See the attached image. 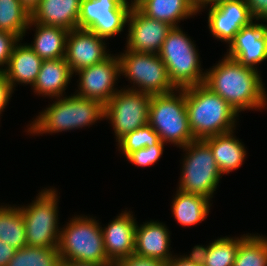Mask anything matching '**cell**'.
Listing matches in <instances>:
<instances>
[{
	"mask_svg": "<svg viewBox=\"0 0 267 266\" xmlns=\"http://www.w3.org/2000/svg\"><path fill=\"white\" fill-rule=\"evenodd\" d=\"M136 224L133 214L125 210L101 228L106 255L113 264L134 254Z\"/></svg>",
	"mask_w": 267,
	"mask_h": 266,
	"instance_id": "17",
	"label": "cell"
},
{
	"mask_svg": "<svg viewBox=\"0 0 267 266\" xmlns=\"http://www.w3.org/2000/svg\"><path fill=\"white\" fill-rule=\"evenodd\" d=\"M60 266H113V265H99L91 262H80V261H61Z\"/></svg>",
	"mask_w": 267,
	"mask_h": 266,
	"instance_id": "39",
	"label": "cell"
},
{
	"mask_svg": "<svg viewBox=\"0 0 267 266\" xmlns=\"http://www.w3.org/2000/svg\"><path fill=\"white\" fill-rule=\"evenodd\" d=\"M246 4L254 19L267 22V0H246Z\"/></svg>",
	"mask_w": 267,
	"mask_h": 266,
	"instance_id": "35",
	"label": "cell"
},
{
	"mask_svg": "<svg viewBox=\"0 0 267 266\" xmlns=\"http://www.w3.org/2000/svg\"><path fill=\"white\" fill-rule=\"evenodd\" d=\"M55 189H43L28 206L19 207L23 214L27 246L58 248V196Z\"/></svg>",
	"mask_w": 267,
	"mask_h": 266,
	"instance_id": "7",
	"label": "cell"
},
{
	"mask_svg": "<svg viewBox=\"0 0 267 266\" xmlns=\"http://www.w3.org/2000/svg\"><path fill=\"white\" fill-rule=\"evenodd\" d=\"M80 6L81 0H41L31 13L30 21L68 31L77 29Z\"/></svg>",
	"mask_w": 267,
	"mask_h": 266,
	"instance_id": "19",
	"label": "cell"
},
{
	"mask_svg": "<svg viewBox=\"0 0 267 266\" xmlns=\"http://www.w3.org/2000/svg\"><path fill=\"white\" fill-rule=\"evenodd\" d=\"M118 55L120 73L133 83L129 90L150 95L169 93L176 88L171 83L166 66L157 53H140L124 50ZM137 85V87H135ZM135 87V89H134ZM137 88V89H136Z\"/></svg>",
	"mask_w": 267,
	"mask_h": 266,
	"instance_id": "9",
	"label": "cell"
},
{
	"mask_svg": "<svg viewBox=\"0 0 267 266\" xmlns=\"http://www.w3.org/2000/svg\"><path fill=\"white\" fill-rule=\"evenodd\" d=\"M58 248L24 246L17 249L7 266H60Z\"/></svg>",
	"mask_w": 267,
	"mask_h": 266,
	"instance_id": "29",
	"label": "cell"
},
{
	"mask_svg": "<svg viewBox=\"0 0 267 266\" xmlns=\"http://www.w3.org/2000/svg\"><path fill=\"white\" fill-rule=\"evenodd\" d=\"M185 97L189 126L195 139L234 131L238 112L204 84L185 88Z\"/></svg>",
	"mask_w": 267,
	"mask_h": 266,
	"instance_id": "2",
	"label": "cell"
},
{
	"mask_svg": "<svg viewBox=\"0 0 267 266\" xmlns=\"http://www.w3.org/2000/svg\"><path fill=\"white\" fill-rule=\"evenodd\" d=\"M16 248L0 240V266H7L10 259L14 256Z\"/></svg>",
	"mask_w": 267,
	"mask_h": 266,
	"instance_id": "38",
	"label": "cell"
},
{
	"mask_svg": "<svg viewBox=\"0 0 267 266\" xmlns=\"http://www.w3.org/2000/svg\"><path fill=\"white\" fill-rule=\"evenodd\" d=\"M194 42L181 28L173 27L158 53L164 62L169 79L176 89L204 84L199 54Z\"/></svg>",
	"mask_w": 267,
	"mask_h": 266,
	"instance_id": "6",
	"label": "cell"
},
{
	"mask_svg": "<svg viewBox=\"0 0 267 266\" xmlns=\"http://www.w3.org/2000/svg\"><path fill=\"white\" fill-rule=\"evenodd\" d=\"M20 42V39L9 32L0 31V72H4L8 66L11 54L13 52L14 46ZM6 65V66H5Z\"/></svg>",
	"mask_w": 267,
	"mask_h": 266,
	"instance_id": "33",
	"label": "cell"
},
{
	"mask_svg": "<svg viewBox=\"0 0 267 266\" xmlns=\"http://www.w3.org/2000/svg\"><path fill=\"white\" fill-rule=\"evenodd\" d=\"M73 73L65 58L43 60L40 72L33 84L35 94L51 98L63 97Z\"/></svg>",
	"mask_w": 267,
	"mask_h": 266,
	"instance_id": "20",
	"label": "cell"
},
{
	"mask_svg": "<svg viewBox=\"0 0 267 266\" xmlns=\"http://www.w3.org/2000/svg\"><path fill=\"white\" fill-rule=\"evenodd\" d=\"M79 85L77 96L98 100L104 105L119 91L114 88L120 74V61L110 55L105 60L77 71Z\"/></svg>",
	"mask_w": 267,
	"mask_h": 266,
	"instance_id": "12",
	"label": "cell"
},
{
	"mask_svg": "<svg viewBox=\"0 0 267 266\" xmlns=\"http://www.w3.org/2000/svg\"><path fill=\"white\" fill-rule=\"evenodd\" d=\"M246 236L240 238L225 236L212 241L206 247L196 245L193 250L199 256L202 266H233L239 244Z\"/></svg>",
	"mask_w": 267,
	"mask_h": 266,
	"instance_id": "26",
	"label": "cell"
},
{
	"mask_svg": "<svg viewBox=\"0 0 267 266\" xmlns=\"http://www.w3.org/2000/svg\"><path fill=\"white\" fill-rule=\"evenodd\" d=\"M253 20L246 0H226L210 6L207 23L213 37L230 44Z\"/></svg>",
	"mask_w": 267,
	"mask_h": 266,
	"instance_id": "14",
	"label": "cell"
},
{
	"mask_svg": "<svg viewBox=\"0 0 267 266\" xmlns=\"http://www.w3.org/2000/svg\"><path fill=\"white\" fill-rule=\"evenodd\" d=\"M13 88L6 79L3 72H0V115L5 109L9 99L12 96Z\"/></svg>",
	"mask_w": 267,
	"mask_h": 266,
	"instance_id": "37",
	"label": "cell"
},
{
	"mask_svg": "<svg viewBox=\"0 0 267 266\" xmlns=\"http://www.w3.org/2000/svg\"><path fill=\"white\" fill-rule=\"evenodd\" d=\"M8 206H0V240L20 249L27 245L23 214L19 206Z\"/></svg>",
	"mask_w": 267,
	"mask_h": 266,
	"instance_id": "27",
	"label": "cell"
},
{
	"mask_svg": "<svg viewBox=\"0 0 267 266\" xmlns=\"http://www.w3.org/2000/svg\"><path fill=\"white\" fill-rule=\"evenodd\" d=\"M233 266H267V237L247 234L239 244Z\"/></svg>",
	"mask_w": 267,
	"mask_h": 266,
	"instance_id": "30",
	"label": "cell"
},
{
	"mask_svg": "<svg viewBox=\"0 0 267 266\" xmlns=\"http://www.w3.org/2000/svg\"><path fill=\"white\" fill-rule=\"evenodd\" d=\"M41 0H20L22 6L31 14Z\"/></svg>",
	"mask_w": 267,
	"mask_h": 266,
	"instance_id": "40",
	"label": "cell"
},
{
	"mask_svg": "<svg viewBox=\"0 0 267 266\" xmlns=\"http://www.w3.org/2000/svg\"><path fill=\"white\" fill-rule=\"evenodd\" d=\"M160 141L159 135L149 125L137 128L136 130L126 134L118 141V148L127 158L131 153L141 148L156 145Z\"/></svg>",
	"mask_w": 267,
	"mask_h": 266,
	"instance_id": "31",
	"label": "cell"
},
{
	"mask_svg": "<svg viewBox=\"0 0 267 266\" xmlns=\"http://www.w3.org/2000/svg\"><path fill=\"white\" fill-rule=\"evenodd\" d=\"M148 124L166 144L183 148L196 140L189 126L185 88L151 95Z\"/></svg>",
	"mask_w": 267,
	"mask_h": 266,
	"instance_id": "4",
	"label": "cell"
},
{
	"mask_svg": "<svg viewBox=\"0 0 267 266\" xmlns=\"http://www.w3.org/2000/svg\"><path fill=\"white\" fill-rule=\"evenodd\" d=\"M132 5L122 0H81L78 28L87 29L105 40L114 37L127 23Z\"/></svg>",
	"mask_w": 267,
	"mask_h": 266,
	"instance_id": "11",
	"label": "cell"
},
{
	"mask_svg": "<svg viewBox=\"0 0 267 266\" xmlns=\"http://www.w3.org/2000/svg\"><path fill=\"white\" fill-rule=\"evenodd\" d=\"M56 99L30 124L27 129L29 133L39 135L75 130L93 125L104 118L105 105L98 100L75 94Z\"/></svg>",
	"mask_w": 267,
	"mask_h": 266,
	"instance_id": "3",
	"label": "cell"
},
{
	"mask_svg": "<svg viewBox=\"0 0 267 266\" xmlns=\"http://www.w3.org/2000/svg\"><path fill=\"white\" fill-rule=\"evenodd\" d=\"M228 46L227 57L257 70L256 64L267 59V25L252 21L242 27Z\"/></svg>",
	"mask_w": 267,
	"mask_h": 266,
	"instance_id": "16",
	"label": "cell"
},
{
	"mask_svg": "<svg viewBox=\"0 0 267 266\" xmlns=\"http://www.w3.org/2000/svg\"><path fill=\"white\" fill-rule=\"evenodd\" d=\"M101 228L92 217L72 218L65 228H60L58 253L61 261L113 265L106 255Z\"/></svg>",
	"mask_w": 267,
	"mask_h": 266,
	"instance_id": "5",
	"label": "cell"
},
{
	"mask_svg": "<svg viewBox=\"0 0 267 266\" xmlns=\"http://www.w3.org/2000/svg\"><path fill=\"white\" fill-rule=\"evenodd\" d=\"M221 1H226V0H196L198 12H200L201 9L207 7L208 5L212 6V5H215Z\"/></svg>",
	"mask_w": 267,
	"mask_h": 266,
	"instance_id": "41",
	"label": "cell"
},
{
	"mask_svg": "<svg viewBox=\"0 0 267 266\" xmlns=\"http://www.w3.org/2000/svg\"><path fill=\"white\" fill-rule=\"evenodd\" d=\"M30 20L31 14L20 0H0V31L12 33L22 40Z\"/></svg>",
	"mask_w": 267,
	"mask_h": 266,
	"instance_id": "28",
	"label": "cell"
},
{
	"mask_svg": "<svg viewBox=\"0 0 267 266\" xmlns=\"http://www.w3.org/2000/svg\"><path fill=\"white\" fill-rule=\"evenodd\" d=\"M151 95L122 88L106 104L104 118L111 121L117 142L148 124Z\"/></svg>",
	"mask_w": 267,
	"mask_h": 266,
	"instance_id": "10",
	"label": "cell"
},
{
	"mask_svg": "<svg viewBox=\"0 0 267 266\" xmlns=\"http://www.w3.org/2000/svg\"><path fill=\"white\" fill-rule=\"evenodd\" d=\"M186 151L179 190L212 198L222 177L209 145L203 139L191 141Z\"/></svg>",
	"mask_w": 267,
	"mask_h": 266,
	"instance_id": "8",
	"label": "cell"
},
{
	"mask_svg": "<svg viewBox=\"0 0 267 266\" xmlns=\"http://www.w3.org/2000/svg\"><path fill=\"white\" fill-rule=\"evenodd\" d=\"M169 233L165 224L157 221L136 224L134 254L168 263L173 258Z\"/></svg>",
	"mask_w": 267,
	"mask_h": 266,
	"instance_id": "18",
	"label": "cell"
},
{
	"mask_svg": "<svg viewBox=\"0 0 267 266\" xmlns=\"http://www.w3.org/2000/svg\"><path fill=\"white\" fill-rule=\"evenodd\" d=\"M36 27V35L28 46L42 59L65 58L68 30L30 21L28 28Z\"/></svg>",
	"mask_w": 267,
	"mask_h": 266,
	"instance_id": "24",
	"label": "cell"
},
{
	"mask_svg": "<svg viewBox=\"0 0 267 266\" xmlns=\"http://www.w3.org/2000/svg\"><path fill=\"white\" fill-rule=\"evenodd\" d=\"M104 38L87 29L68 31L65 60L72 73L99 63L111 54L107 53Z\"/></svg>",
	"mask_w": 267,
	"mask_h": 266,
	"instance_id": "15",
	"label": "cell"
},
{
	"mask_svg": "<svg viewBox=\"0 0 267 266\" xmlns=\"http://www.w3.org/2000/svg\"><path fill=\"white\" fill-rule=\"evenodd\" d=\"M43 60L28 46L18 43L14 46L8 66L3 72L12 88L16 83L33 86L41 68Z\"/></svg>",
	"mask_w": 267,
	"mask_h": 266,
	"instance_id": "22",
	"label": "cell"
},
{
	"mask_svg": "<svg viewBox=\"0 0 267 266\" xmlns=\"http://www.w3.org/2000/svg\"><path fill=\"white\" fill-rule=\"evenodd\" d=\"M166 264L167 266H202L199 256L193 249L190 255L180 257L173 256Z\"/></svg>",
	"mask_w": 267,
	"mask_h": 266,
	"instance_id": "36",
	"label": "cell"
},
{
	"mask_svg": "<svg viewBox=\"0 0 267 266\" xmlns=\"http://www.w3.org/2000/svg\"><path fill=\"white\" fill-rule=\"evenodd\" d=\"M164 144L165 143L160 140L156 145L141 148L131 153L126 159L136 166H151L159 161V158L162 156Z\"/></svg>",
	"mask_w": 267,
	"mask_h": 266,
	"instance_id": "32",
	"label": "cell"
},
{
	"mask_svg": "<svg viewBox=\"0 0 267 266\" xmlns=\"http://www.w3.org/2000/svg\"><path fill=\"white\" fill-rule=\"evenodd\" d=\"M233 131L214 135L203 140L209 145L220 173L228 174L242 166L246 150Z\"/></svg>",
	"mask_w": 267,
	"mask_h": 266,
	"instance_id": "23",
	"label": "cell"
},
{
	"mask_svg": "<svg viewBox=\"0 0 267 266\" xmlns=\"http://www.w3.org/2000/svg\"><path fill=\"white\" fill-rule=\"evenodd\" d=\"M258 70L225 56L206 71L204 85L218 94L238 113L267 105V94Z\"/></svg>",
	"mask_w": 267,
	"mask_h": 266,
	"instance_id": "1",
	"label": "cell"
},
{
	"mask_svg": "<svg viewBox=\"0 0 267 266\" xmlns=\"http://www.w3.org/2000/svg\"><path fill=\"white\" fill-rule=\"evenodd\" d=\"M210 200L205 196L185 193L177 189L171 206L175 220L184 227L204 221L209 215Z\"/></svg>",
	"mask_w": 267,
	"mask_h": 266,
	"instance_id": "25",
	"label": "cell"
},
{
	"mask_svg": "<svg viewBox=\"0 0 267 266\" xmlns=\"http://www.w3.org/2000/svg\"><path fill=\"white\" fill-rule=\"evenodd\" d=\"M136 7L147 17L163 21L173 27L198 13L196 0H138Z\"/></svg>",
	"mask_w": 267,
	"mask_h": 266,
	"instance_id": "21",
	"label": "cell"
},
{
	"mask_svg": "<svg viewBox=\"0 0 267 266\" xmlns=\"http://www.w3.org/2000/svg\"><path fill=\"white\" fill-rule=\"evenodd\" d=\"M113 266H167V264L160 260L144 258L133 254L115 262Z\"/></svg>",
	"mask_w": 267,
	"mask_h": 266,
	"instance_id": "34",
	"label": "cell"
},
{
	"mask_svg": "<svg viewBox=\"0 0 267 266\" xmlns=\"http://www.w3.org/2000/svg\"><path fill=\"white\" fill-rule=\"evenodd\" d=\"M129 23V24H128ZM127 49L140 53H159L173 26L144 15L132 6L128 18Z\"/></svg>",
	"mask_w": 267,
	"mask_h": 266,
	"instance_id": "13",
	"label": "cell"
},
{
	"mask_svg": "<svg viewBox=\"0 0 267 266\" xmlns=\"http://www.w3.org/2000/svg\"><path fill=\"white\" fill-rule=\"evenodd\" d=\"M122 1L125 2V3H130V2H128L127 0H122ZM137 1H138V0H133V1L131 0V5H132V6H136Z\"/></svg>",
	"mask_w": 267,
	"mask_h": 266,
	"instance_id": "42",
	"label": "cell"
}]
</instances>
